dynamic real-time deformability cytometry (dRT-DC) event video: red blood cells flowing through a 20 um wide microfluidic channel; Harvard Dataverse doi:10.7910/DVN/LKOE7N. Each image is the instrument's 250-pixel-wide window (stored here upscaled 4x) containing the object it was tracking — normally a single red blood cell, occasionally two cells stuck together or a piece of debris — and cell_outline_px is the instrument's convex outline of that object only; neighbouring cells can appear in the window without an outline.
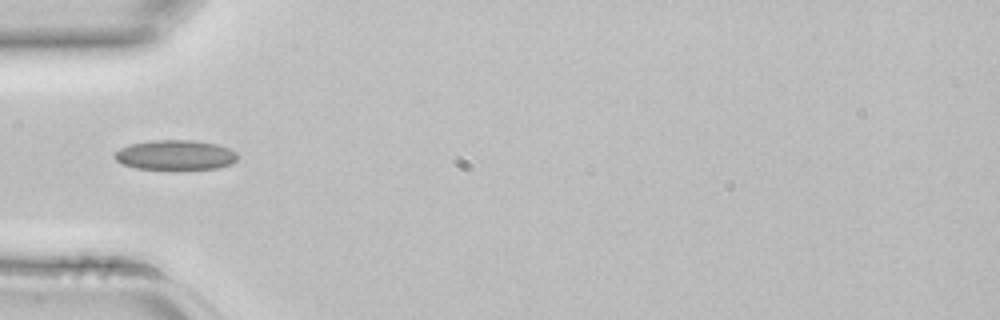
{"species": "common noctule bat (a hibernating species)", "species_latin": "Nyctalus noctula", "temperature_condition": "room temperature", "stored_images_in_passage": 1, "camera_frame_rate_fps": 3000, "um_per_image_px": 0.085, "animal": {"sex": "female", "body_mass_g": 22.7, "forearm_length_mm": 54.2}, "frame": {"image": 1, "passage_image": 1, "time_ms": 0.0, "image_size_px": [1000, 320], "cell_outline_px": [[236, 160], [232, 164], [216, 168], [136, 168], [120, 164], [112, 156], [120, 148], [132, 144], [152, 140], [192, 140], [216, 144], [228, 148], [236, 152]], "centroid_in_image_um": [14.88, 13.16], "position_along_channel_um": 70.1, "area_um2": 21.04}}